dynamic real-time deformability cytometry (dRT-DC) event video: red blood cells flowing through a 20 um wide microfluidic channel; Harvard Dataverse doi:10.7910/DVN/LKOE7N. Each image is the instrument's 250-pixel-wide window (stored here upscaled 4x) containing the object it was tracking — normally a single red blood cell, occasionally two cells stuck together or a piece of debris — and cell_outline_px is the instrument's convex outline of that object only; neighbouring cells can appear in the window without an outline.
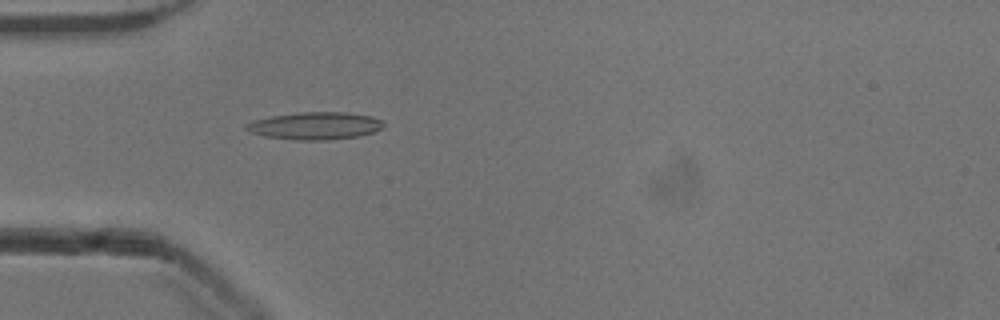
{"species": "common noctule bat (a hibernating species)", "species_latin": "Nyctalus noctula", "temperature_condition": "cold", "stored_images_in_passage": 42, "camera_frame_rate_fps": 3000, "um_per_image_px": 0.085, "animal": {"sex": "male", "body_mass_g": 13.3}, "frame": {"image": 1, "passage_image": 6, "time_ms": 1.667, "image_size_px": [1000, 320], "cell_outline_px": [[384, 124], [380, 128], [372, 132], [360, 136], [328, 140], [296, 140], [264, 136], [252, 132], [244, 128], [244, 124], [252, 120], [272, 116], [300, 112], [344, 112], [372, 116], [380, 120]], "centroid_in_image_um": [26.75, 10.69], "position_along_channel_um": 58.3, "area_um2": 21.91}}
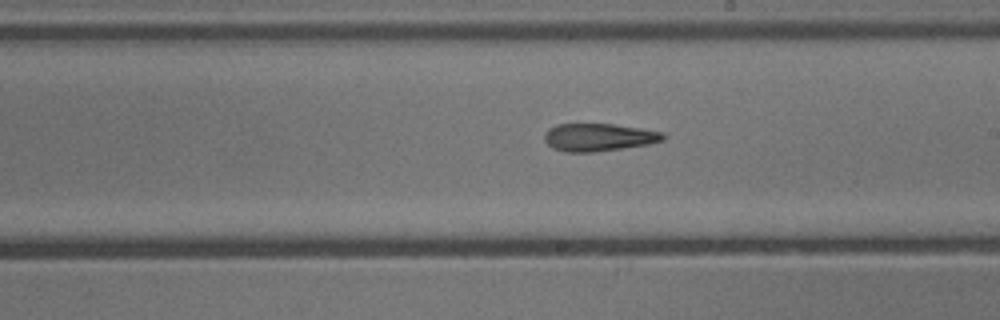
{"frame": {"image": 2, "passage_image": 20, "time_ms": 6.333, "image_size_px": [1000, 320], "cell_outline_px": [[664, 140], [648, 144], [592, 152], [568, 152], [552, 148], [544, 140], [544, 132], [548, 128], [556, 124], [612, 124], [640, 128], [664, 132]], "centroid_in_image_um": [50.85, 11.66], "position_along_channel_um": 238.2, "area_um2": 19.07}}
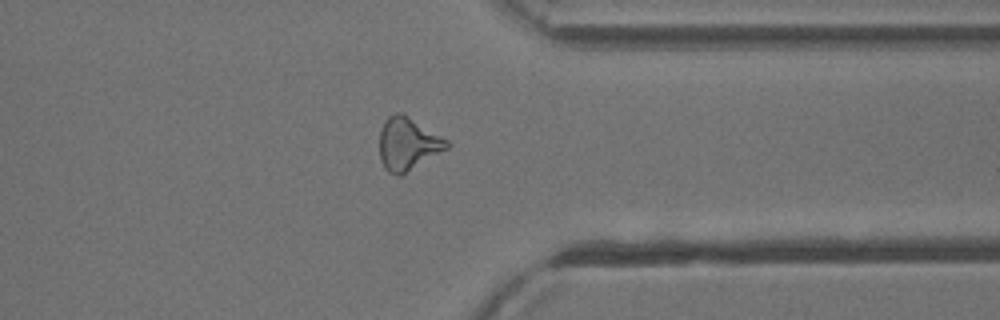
{"frame": {"image": 3, "passage_image": 31, "time_ms": 10.0, "image_size_px": [1000, 320], "cell_outline_px": [[452, 144], [448, 148], [400, 176], [396, 176], [388, 172], [384, 168], [380, 160], [380, 132], [384, 120], [388, 116], [396, 112], [404, 112], [448, 140]], "centroid_in_image_um": [34.66, 12.21], "position_along_channel_um": 376.7, "area_um2": 20.92}, "authors_computed_cell_mechanics": {"area_um2": 19.7098, "velocity_mm_per_s": 3.9229, "shape_relaxation_time_tau1_ms": null, "shape_relaxation_time_tau2_ms": 2.4501, "deformation_change_tau1": null, "deformation_change_tau2": 0.1279}}